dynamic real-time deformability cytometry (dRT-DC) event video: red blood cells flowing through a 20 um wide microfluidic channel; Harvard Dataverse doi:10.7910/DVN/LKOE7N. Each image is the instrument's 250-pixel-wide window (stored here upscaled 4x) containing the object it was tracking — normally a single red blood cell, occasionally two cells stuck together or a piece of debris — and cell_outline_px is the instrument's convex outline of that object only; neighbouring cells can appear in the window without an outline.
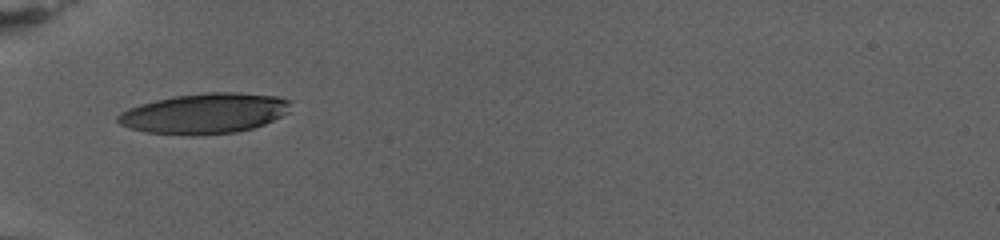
{"species": "human", "species_latin": "Homo sapiens", "temperature_condition": "warm", "stored_images_in_passage": 5, "camera_frame_rate_fps": 3000, "um_per_image_px": 0.085, "donor": {"sex": "female"}, "frame": {"image": 1, "passage_image": 1, "time_ms": 0.0, "image_size_px": [1000, 240], "cell_outline_px": [[292, 100], [288, 112], [264, 124], [252, 128], [236, 132], [196, 136], [188, 136], [148, 132], [132, 128], [120, 124], [116, 120], [116, 116], [120, 112], [128, 108], [140, 104], [172, 96], [208, 92], [240, 92], [276, 96]], "centroid_in_image_um": [17.39, 9.64], "position_along_channel_um": 67.6, "area_um2": 40.81}}